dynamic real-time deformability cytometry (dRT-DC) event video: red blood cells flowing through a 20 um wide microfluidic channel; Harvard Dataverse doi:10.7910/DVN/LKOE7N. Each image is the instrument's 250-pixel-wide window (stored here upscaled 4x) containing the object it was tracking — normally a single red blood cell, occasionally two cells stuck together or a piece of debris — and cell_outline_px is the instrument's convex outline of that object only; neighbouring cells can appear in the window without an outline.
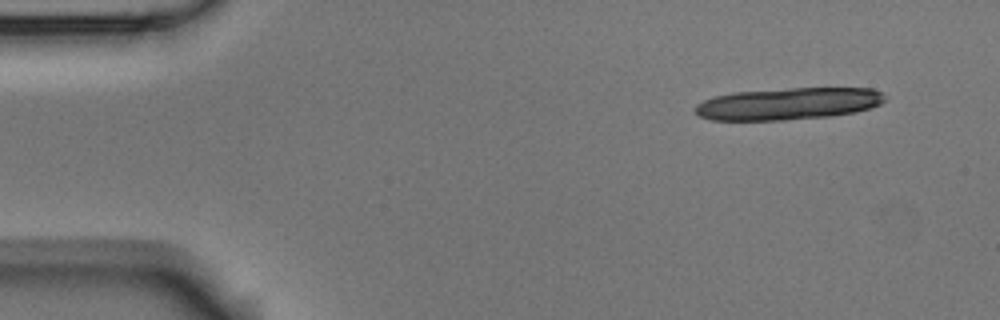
{"species": "Egyptian fruit bat (a non-hibernating species)", "species_latin": "Rousettus aegyptiacus", "temperature_condition": "room temperature", "stored_images_in_passage": 5, "camera_frame_rate_fps": 3000, "um_per_image_px": 0.085, "animal": {"sex": "male"}, "frame": {"image": 1, "passage_image": 1, "time_ms": 0.0, "image_size_px": [1000, 320], "cell_outline_px": [[884, 100], [880, 104], [856, 112], [832, 116], [784, 120], [712, 120], [700, 116], [696, 112], [696, 104], [704, 100], [716, 96], [736, 92], [788, 88], [872, 88], [880, 92], [884, 96]], "centroid_in_image_um": [67.01, 8.82], "position_along_channel_um": 18.0, "area_um2": 35.2}}